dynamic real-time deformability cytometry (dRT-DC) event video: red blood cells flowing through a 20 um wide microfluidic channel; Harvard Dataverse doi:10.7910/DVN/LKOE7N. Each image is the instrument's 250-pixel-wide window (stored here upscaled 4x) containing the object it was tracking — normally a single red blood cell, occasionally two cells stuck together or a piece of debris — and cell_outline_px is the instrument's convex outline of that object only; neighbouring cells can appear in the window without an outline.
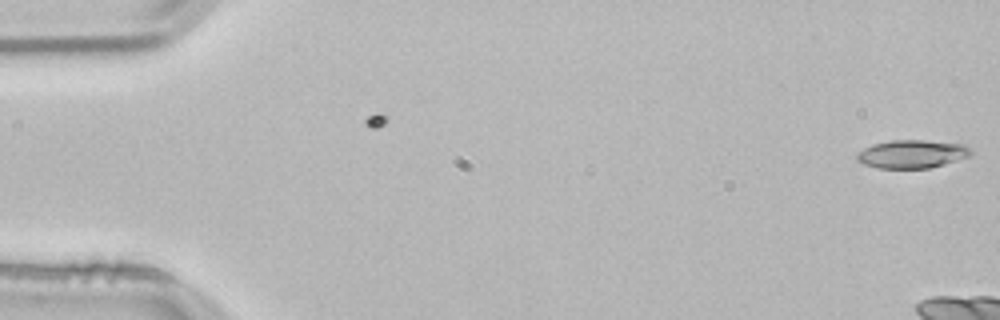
{"species": "common noctule bat (a hibernating species)", "species_latin": "Nyctalus noctula", "temperature_condition": "room temperature", "stored_images_in_passage": 8, "camera_frame_rate_fps": 3000, "um_per_image_px": 0.085, "animal": {"sex": "male", "body_mass_g": 21.5, "forearm_length_mm": 52.0}, "frame": {"image": 1, "passage_image": 1, "time_ms": 0.0, "image_size_px": [1000, 320], "cell_outline_px": [[972, 152], [968, 156], [944, 164], [928, 168], [876, 168], [864, 164], [856, 160], [856, 152], [872, 144], [892, 140], [924, 140], [964, 144]], "centroid_in_image_um": [77.46, 13.09], "position_along_channel_um": 7.5, "area_um2": 18.67}}